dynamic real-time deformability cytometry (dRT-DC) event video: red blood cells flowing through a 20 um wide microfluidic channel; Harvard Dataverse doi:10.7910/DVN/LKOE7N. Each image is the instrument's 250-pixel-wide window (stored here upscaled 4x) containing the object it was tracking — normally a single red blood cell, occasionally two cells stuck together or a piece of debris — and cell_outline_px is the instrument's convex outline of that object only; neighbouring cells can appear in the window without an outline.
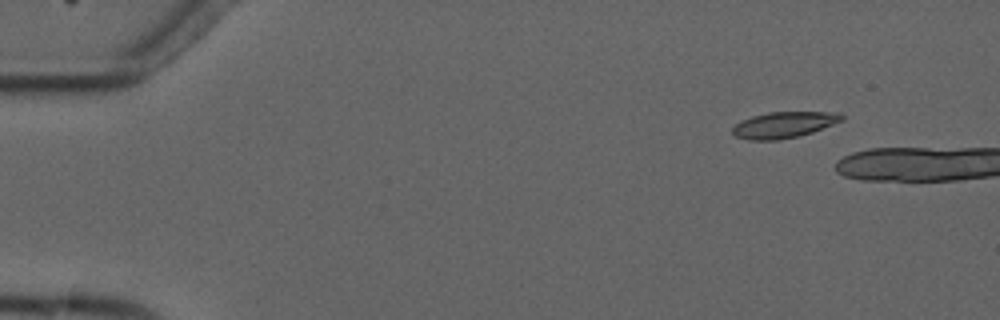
{"species": "common noctule bat (a hibernating species)", "species_latin": "Nyctalus noctula", "temperature_condition": "cold", "stored_images_in_passage": 3, "camera_frame_rate_fps": 3000, "um_per_image_px": 0.085, "animal": {"sex": "male", "forearm_length_mm": 52.5}, "frame": {"image": 1, "passage_image": 2, "time_ms": 1.333, "image_size_px": [1000, 320], "cell_outline_px": [[844, 120], [812, 132], [796, 136], [776, 140], [748, 140], [736, 136], [732, 132], [732, 128], [740, 120], [752, 116], [768, 112], [840, 112], [844, 116]], "centroid_in_image_um": [66.63, 10.6], "position_along_channel_um": 18.4, "area_um2": 16.59}}